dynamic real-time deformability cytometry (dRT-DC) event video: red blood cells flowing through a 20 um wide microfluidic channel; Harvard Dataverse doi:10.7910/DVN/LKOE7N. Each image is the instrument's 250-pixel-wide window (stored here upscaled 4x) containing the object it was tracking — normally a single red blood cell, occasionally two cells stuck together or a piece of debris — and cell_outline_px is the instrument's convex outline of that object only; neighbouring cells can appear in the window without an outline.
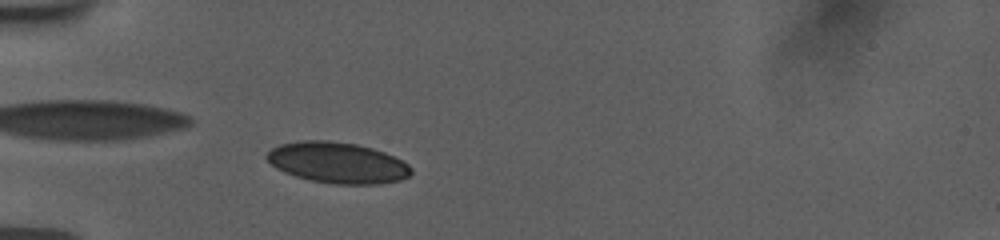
{"species": "human", "species_latin": "Homo sapiens", "temperature_condition": "room temperature", "stored_images_in_passage": 43, "camera_frame_rate_fps": 3000, "um_per_image_px": 0.085, "donor": {"sex": "female"}, "frame": {"image": 1, "passage_image": 6, "time_ms": 1.667, "image_size_px": [1000, 240], "cell_outline_px": [[412, 172], [408, 176], [400, 180], [380, 184], [336, 184], [312, 180], [296, 176], [284, 172], [276, 168], [264, 156], [272, 148], [280, 144], [300, 140], [328, 140], [356, 144], [372, 148], [384, 152], [408, 164], [412, 168]], "centroid_in_image_um": [28.68, 13.82], "position_along_channel_um": 56.3, "area_um2": 34.33}}
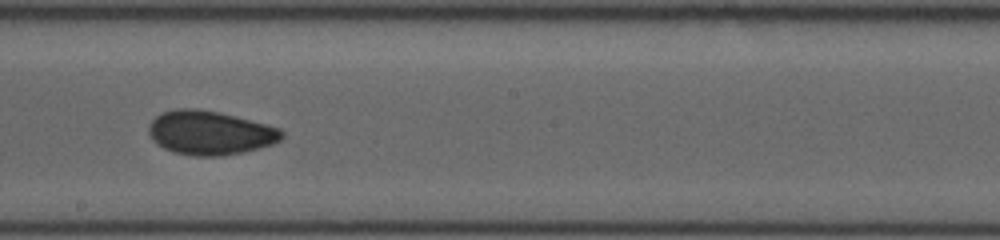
{"frame": {"image": 2, "passage_image": 21, "time_ms": 6.667, "image_size_px": [1000, 240], "cell_outline_px": [[284, 136], [280, 140], [272, 144], [244, 152], [220, 156], [196, 156], [172, 152], [156, 144], [152, 140], [148, 132], [148, 128], [152, 120], [156, 116], [164, 112], [180, 108], [196, 108], [216, 112], [280, 128], [284, 132]], "centroid_in_image_um": [17.82, 11.3], "position_along_channel_um": 230.4, "area_um2": 33.81}}
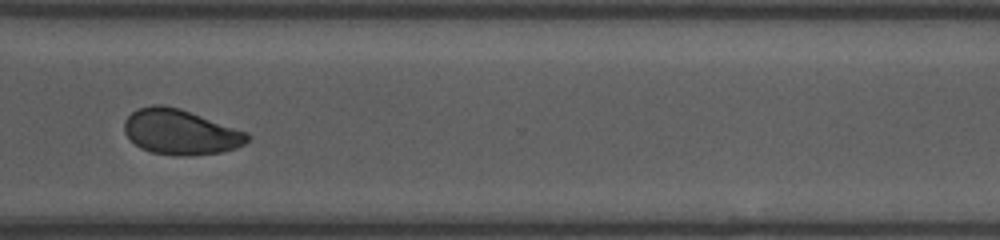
{"frame": {"image": 3, "passage_image": 31, "time_ms": 10.0, "image_size_px": [1000, 240], "cell_outline_px": [[248, 140], [244, 144], [236, 148], [220, 152], [188, 156], [172, 156], [152, 152], [140, 148], [124, 132], [124, 120], [136, 108], [152, 104], [164, 104], [180, 108], [248, 132]], "centroid_in_image_um": [15.32, 11.21], "position_along_channel_um": 355.3, "area_um2": 32.6}, "authors_computed_cell_mechanics": {"area_um2": 33.0616, "velocity_mm_per_s": 3.7587, "shape_relaxation_time_tau1_ms": 7.9442, "shape_relaxation_time_tau2_ms": 1.0993, "deformation_change_tau1": 0.1302, "deformation_change_tau2": 0.043}}